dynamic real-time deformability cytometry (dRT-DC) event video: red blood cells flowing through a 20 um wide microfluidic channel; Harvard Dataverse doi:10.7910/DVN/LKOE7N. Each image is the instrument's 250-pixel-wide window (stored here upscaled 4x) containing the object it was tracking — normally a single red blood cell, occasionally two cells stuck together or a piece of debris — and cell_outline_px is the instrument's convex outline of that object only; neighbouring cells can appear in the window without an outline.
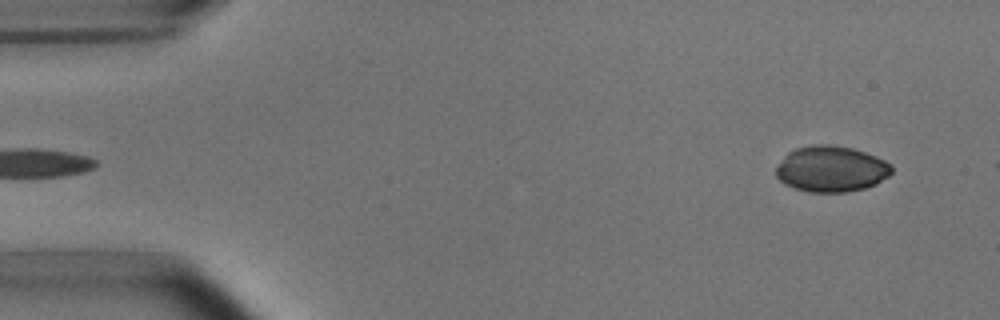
{"species": "common noctule bat (a hibernating species)", "species_latin": "Nyctalus noctula", "temperature_condition": "room temperature", "stored_images_in_passage": 5, "segment_of_instrument_passage": [2, 2], "camera_frame_rate_fps": 3000, "um_per_image_px": 0.085, "animal": {"sex": "male", "body_mass_g": 15.6}, "frame": {"image": 1, "passage_image": 5, "time_ms": 4.667, "image_size_px": [1000, 320], "cell_outline_px": [[892, 172], [888, 176], [876, 184], [864, 188], [848, 192], [808, 192], [784, 184], [776, 176], [776, 168], [784, 156], [788, 152], [796, 148], [812, 144], [832, 144], [852, 148], [876, 156], [884, 160], [892, 168]], "centroid_in_image_um": [70.64, 14.35], "position_along_channel_um": 14.4, "area_um2": 30.98}}